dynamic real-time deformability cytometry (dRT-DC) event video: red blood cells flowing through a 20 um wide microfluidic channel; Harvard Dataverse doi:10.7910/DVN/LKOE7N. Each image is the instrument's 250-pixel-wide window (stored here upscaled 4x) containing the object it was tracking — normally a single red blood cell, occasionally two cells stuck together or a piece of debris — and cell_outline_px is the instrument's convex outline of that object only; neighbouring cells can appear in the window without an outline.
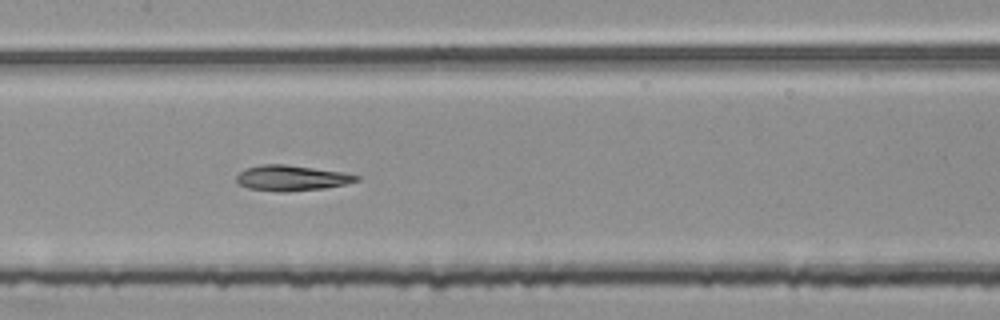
{"species": "common noctule bat (a hibernating species)", "species_latin": "Nyctalus noctula", "temperature_condition": "room temperature", "stored_images_in_passage": 51, "segment_of_instrument_passage": [2, 2], "camera_frame_rate_fps": 3000, "um_per_image_px": 0.085, "animal": {"sex": "female", "body_mass_g": 25.1}, "frame": {"image": 1, "passage_image": 24, "time_ms": 7.667, "image_size_px": [1000, 320], "cell_outline_px": [[360, 180], [344, 184], [324, 188], [284, 192], [276, 192], [248, 188], [236, 184], [236, 176], [244, 168], [260, 164], [284, 164], [344, 172], [360, 176]], "centroid_in_image_um": [24.73, 15.13], "position_along_channel_um": 182.7, "area_um2": 17.98}}
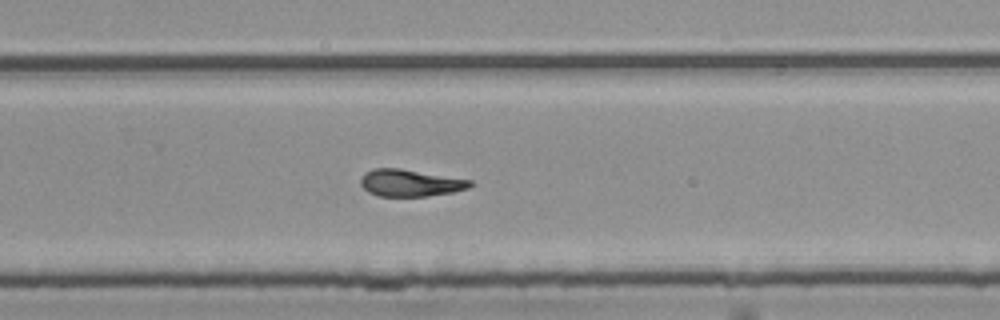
{"frame": {"image": 2, "passage_image": 33, "time_ms": 10.667, "image_size_px": [1000, 320], "cell_outline_px": [[472, 184], [468, 188], [452, 192], [424, 196], [380, 196], [368, 192], [360, 184], [360, 176], [364, 172], [372, 168], [400, 168], [472, 180]], "centroid_in_image_um": [34.82, 15.53], "position_along_channel_um": 295.0, "area_um2": 17.22}}
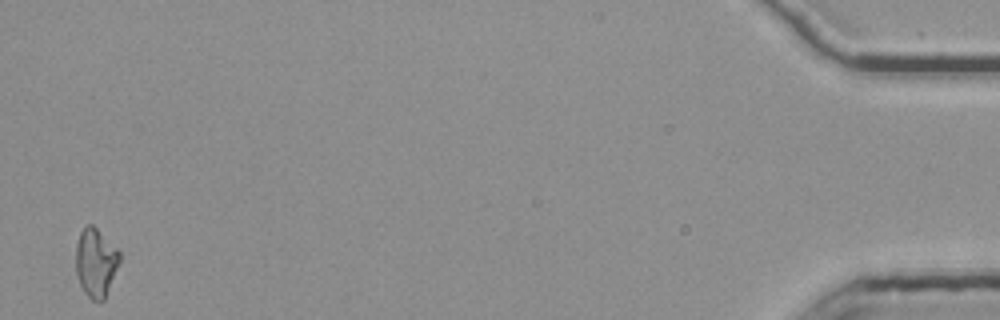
{"frame": {"image": 3, "passage_image": 51, "time_ms": 16.667, "image_size_px": [1000, 320], "cell_outline_px": [[120, 260], [104, 300], [92, 300], [84, 292], [80, 284], [76, 272], [76, 244], [80, 232], [84, 224], [92, 224], [120, 252]], "centroid_in_image_um": [8.12, 22.29], "position_along_channel_um": 427.1, "area_um2": 17.28}}